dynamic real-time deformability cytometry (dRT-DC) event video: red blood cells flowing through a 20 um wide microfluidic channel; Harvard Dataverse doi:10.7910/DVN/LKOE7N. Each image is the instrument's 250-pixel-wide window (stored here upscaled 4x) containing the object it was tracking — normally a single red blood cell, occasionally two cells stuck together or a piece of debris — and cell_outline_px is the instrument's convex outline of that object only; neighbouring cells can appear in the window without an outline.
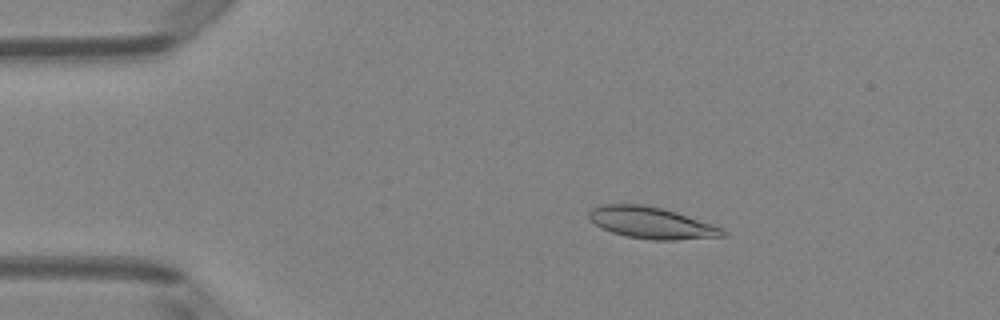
{"species": "Egyptian fruit bat (a non-hibernating species)", "species_latin": "Rousettus aegyptiacus", "temperature_condition": "room temperature", "stored_images_in_passage": 49, "camera_frame_rate_fps": 3000, "um_per_image_px": 0.085, "animal": {"sex": "female"}, "frame": {"image": 1, "passage_image": 8, "time_ms": 2.333, "image_size_px": [1000, 320], "cell_outline_px": [[728, 236], [676, 240], [652, 240], [628, 236], [612, 232], [588, 220], [588, 212], [592, 208], [600, 204], [640, 204], [660, 208], [676, 212], [712, 224], [728, 232]], "centroid_in_image_um": [55.37, 18.94], "position_along_channel_um": 29.6, "area_um2": 24.51}}
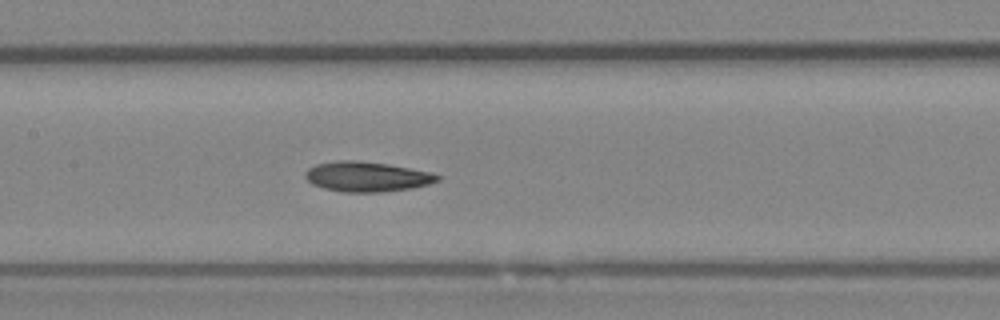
{"frame": {"image": 2, "passage_image": 23, "time_ms": 7.333, "image_size_px": [1000, 320], "cell_outline_px": [[440, 180], [428, 184], [412, 188], [380, 192], [344, 192], [324, 188], [312, 184], [304, 176], [304, 172], [308, 168], [316, 164], [336, 160], [360, 160], [388, 164], [432, 172], [440, 176]], "centroid_in_image_um": [31.17, 15.0], "position_along_channel_um": 176.2, "area_um2": 23.24}}
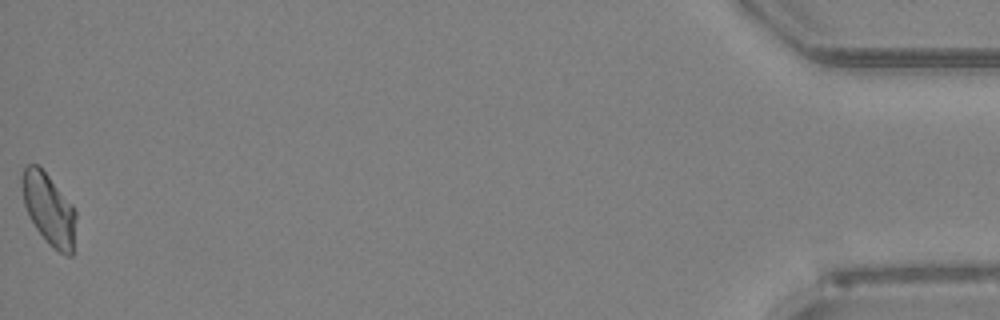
{"frame": {"image": 3, "passage_image": 49, "time_ms": 16.0, "image_size_px": [1000, 320], "cell_outline_px": [[76, 216], [72, 256], [64, 256], [52, 248], [48, 244], [36, 228], [24, 204], [20, 180], [24, 168], [28, 164], [36, 164], [48, 176], [72, 204], [76, 212]], "centroid_in_image_um": [4.16, 17.81], "position_along_channel_um": 431.0, "area_um2": 22.31}, "authors_computed_cell_mechanics": {"area_um2": 22.7732, "velocity_mm_per_s": 4.052, "shape_relaxation_time_tau1_ms": 11.2945, "shape_relaxation_time_tau2_ms": null, "deformation_change_tau1": 0.193, "deformation_change_tau2": null}}